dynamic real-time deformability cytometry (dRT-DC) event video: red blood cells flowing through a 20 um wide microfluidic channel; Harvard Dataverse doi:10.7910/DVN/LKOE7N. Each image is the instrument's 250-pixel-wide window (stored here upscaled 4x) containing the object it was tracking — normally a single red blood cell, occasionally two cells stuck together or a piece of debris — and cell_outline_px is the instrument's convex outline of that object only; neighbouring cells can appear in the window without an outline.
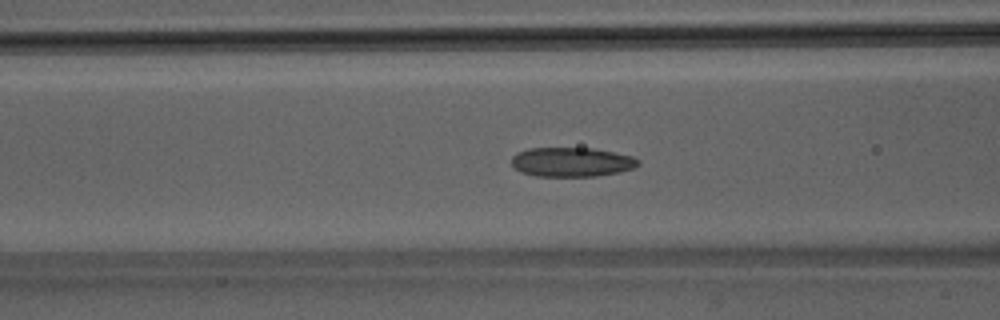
{"species": "Egyptian fruit bat (a non-hibernating species)", "species_latin": "Rousettus aegyptiacus", "temperature_condition": "room temperature", "stored_images_in_passage": 36, "camera_frame_rate_fps": 3000, "um_per_image_px": 0.085, "animal": {"sex": "male"}, "frame": {"image": 1, "passage_image": 6, "time_ms": 1.667, "image_size_px": [1000, 320], "cell_outline_px": [[640, 164], [636, 168], [620, 172], [596, 176], [536, 176], [520, 172], [512, 164], [512, 156], [516, 152], [528, 148], [592, 148], [632, 156], [640, 160]], "centroid_in_image_um": [48.6, 13.77], "position_along_channel_um": 118.0, "area_um2": 21.79}}
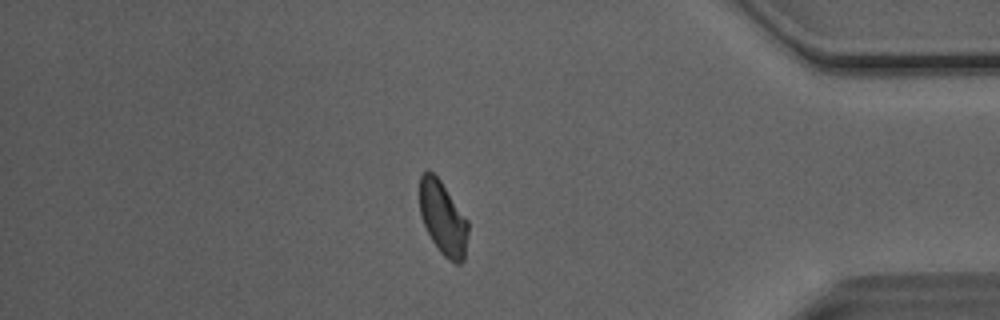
{"frame": {"image": 2, "passage_image": 29, "time_ms": 9.333, "image_size_px": [1000, 320], "cell_outline_px": [[468, 232], [464, 260], [460, 264], [456, 264], [444, 256], [440, 252], [432, 240], [424, 224], [420, 212], [420, 176], [428, 168], [440, 180], [468, 220]], "centroid_in_image_um": [37.66, 18.55], "position_along_channel_um": 397.5, "area_um2": 20.63}}
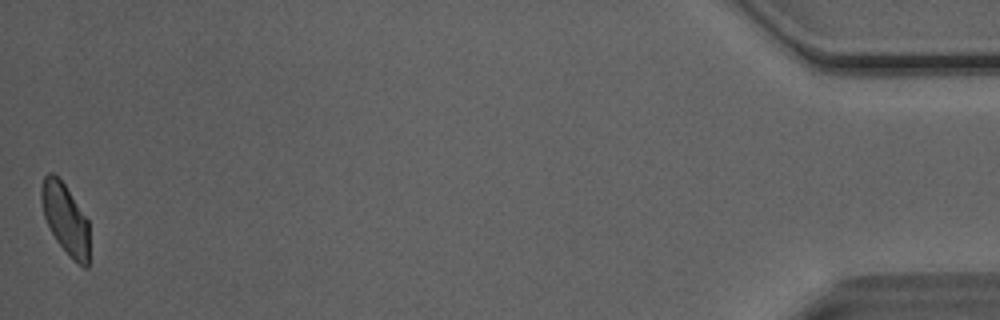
{"frame": {"image": 3, "passage_image": 36, "time_ms": 11.667, "image_size_px": [1000, 320], "cell_outline_px": [[88, 268], [84, 268], [72, 260], [56, 240], [44, 216], [40, 200], [40, 188], [44, 176], [48, 172], [52, 172], [64, 184], [88, 220]], "centroid_in_image_um": [5.54, 18.61], "position_along_channel_um": 429.7, "area_um2": 19.59}, "authors_computed_cell_mechanics": {"area_um2": 21.2415, "velocity_mm_per_s": 4.0714, "shape_relaxation_time_tau1_ms": 9.0735, "shape_relaxation_time_tau2_ms": 2.5544, "deformation_change_tau1": 0.1636, "deformation_change_tau2": 0.103}}